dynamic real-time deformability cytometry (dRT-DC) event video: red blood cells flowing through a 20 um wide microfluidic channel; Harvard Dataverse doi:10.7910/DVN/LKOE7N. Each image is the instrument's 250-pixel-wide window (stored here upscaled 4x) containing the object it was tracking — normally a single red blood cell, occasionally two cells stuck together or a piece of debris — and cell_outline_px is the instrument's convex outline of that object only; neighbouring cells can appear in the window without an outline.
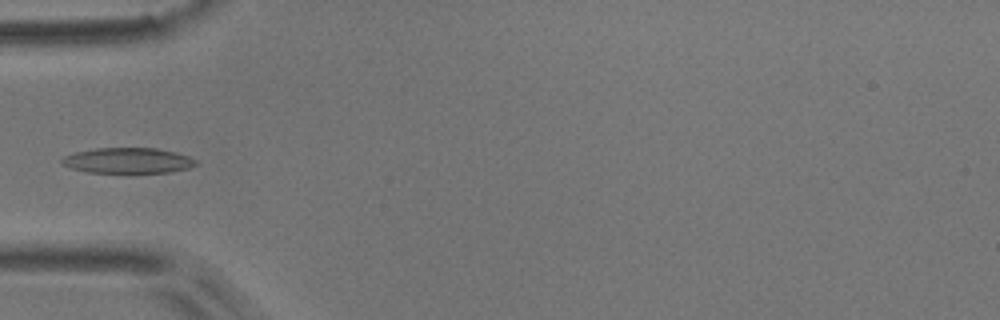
{"species": "common noctule bat (a hibernating species)", "species_latin": "Nyctalus noctula", "temperature_condition": "room temperature", "stored_images_in_passage": 5, "camera_frame_rate_fps": 3000, "um_per_image_px": 0.085, "animal": {"sex": "male", "body_mass_g": 17.9}, "frame": {"image": 1, "passage_image": 5, "time_ms": 1.333, "image_size_px": [1000, 320], "cell_outline_px": [[200, 164], [188, 168], [172, 172], [132, 176], [88, 172], [68, 168], [60, 164], [60, 160], [64, 156], [76, 152], [96, 148], [156, 148], [176, 152], [188, 156], [196, 160]], "centroid_in_image_um": [10.88, 13.71], "position_along_channel_um": 74.1, "area_um2": 21.21}}